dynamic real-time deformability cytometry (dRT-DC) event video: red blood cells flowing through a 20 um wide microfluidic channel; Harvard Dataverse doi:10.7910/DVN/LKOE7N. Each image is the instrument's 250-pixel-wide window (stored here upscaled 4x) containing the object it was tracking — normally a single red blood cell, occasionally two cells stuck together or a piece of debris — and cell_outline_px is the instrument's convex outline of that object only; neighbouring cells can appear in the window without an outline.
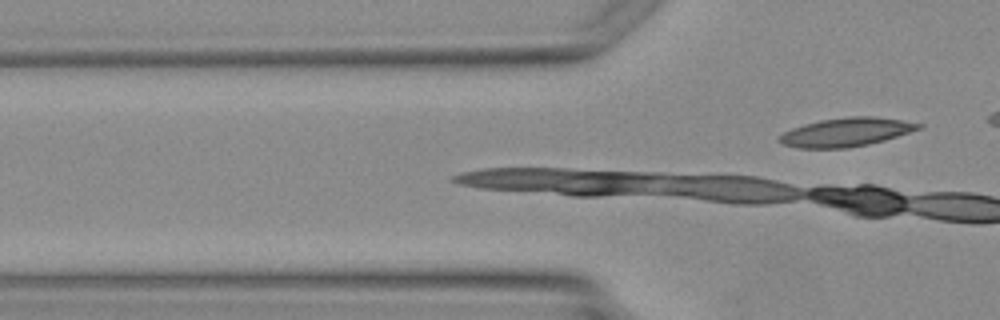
{"species": "Egyptian fruit bat (a non-hibernating species)", "species_latin": "Rousettus aegyptiacus", "temperature_condition": "warm", "stored_images_in_passage": 2, "camera_frame_rate_fps": 3000, "um_per_image_px": 0.085, "animal": {"sex": "female"}, "frame": {"image": 1, "passage_image": 2, "time_ms": 1.333, "image_size_px": [1000, 320], "cell_outline_px": [[924, 128], [884, 140], [868, 144], [844, 148], [800, 148], [784, 144], [776, 140], [784, 132], [792, 128], [804, 124], [820, 120], [848, 116], [872, 116], [900, 120], [924, 124]], "centroid_in_image_um": [71.94, 11.22], "position_along_channel_um": 53.9, "area_um2": 23.18}}